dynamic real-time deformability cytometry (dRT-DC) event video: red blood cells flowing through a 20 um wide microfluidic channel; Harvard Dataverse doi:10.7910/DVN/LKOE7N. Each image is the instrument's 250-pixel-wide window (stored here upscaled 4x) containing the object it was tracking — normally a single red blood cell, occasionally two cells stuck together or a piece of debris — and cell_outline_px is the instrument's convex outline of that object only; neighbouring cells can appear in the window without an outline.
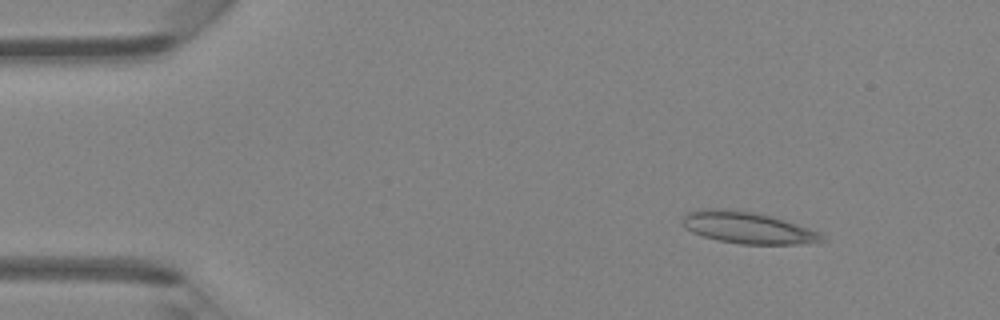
{"species": "Egyptian fruit bat (a non-hibernating species)", "species_latin": "Rousettus aegyptiacus", "temperature_condition": "room temperature", "stored_images_in_passage": 41, "camera_frame_rate_fps": 3000, "um_per_image_px": 0.085, "animal": {"sex": "female"}, "frame": {"image": 1, "passage_image": 1, "time_ms": 0.0, "image_size_px": [1000, 320], "cell_outline_px": [[828, 240], [800, 244], [740, 244], [716, 240], [692, 232], [684, 228], [680, 220], [688, 212], [704, 208], [724, 208], [752, 212], [772, 216], [820, 232]], "centroid_in_image_um": [63.52, 19.35], "position_along_channel_um": 21.5, "area_um2": 25.84}}
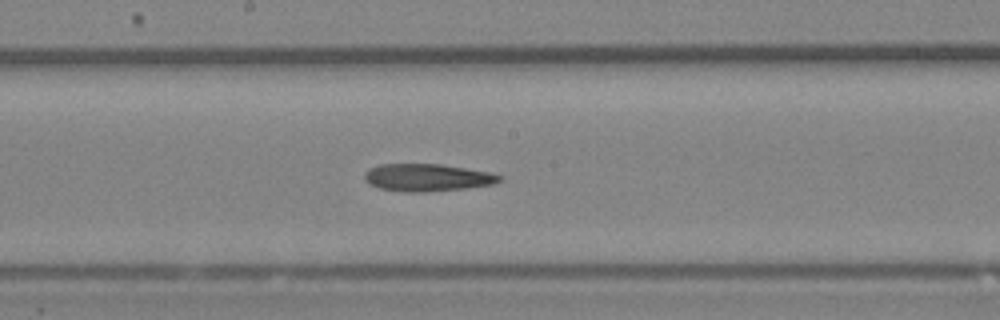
{"frame": {"image": 2, "passage_image": 20, "time_ms": 6.333, "image_size_px": [1000, 320], "cell_outline_px": [[504, 180], [496, 184], [468, 188], [424, 192], [404, 192], [380, 188], [368, 184], [364, 180], [364, 172], [368, 168], [380, 164], [440, 164], [492, 172], [504, 176]], "centroid_in_image_um": [36.36, 15.09], "position_along_channel_um": 211.8, "area_um2": 22.02}}
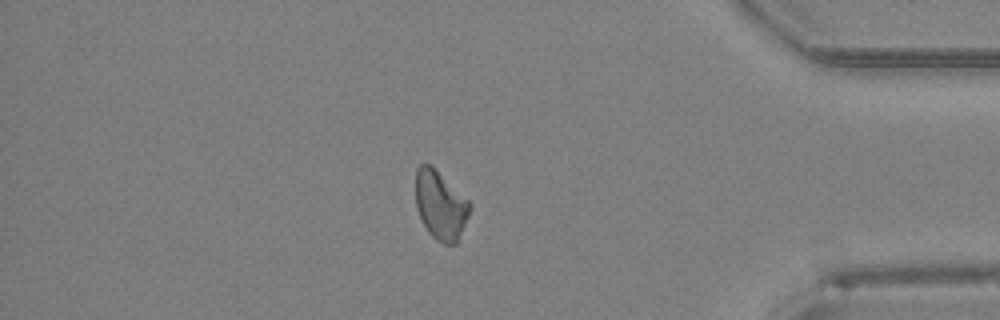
{"frame": {"image": 3, "passage_image": 35, "time_ms": 11.333, "image_size_px": [1000, 320], "cell_outline_px": [[472, 208], [456, 244], [444, 244], [436, 240], [428, 232], [416, 208], [416, 168], [420, 164], [432, 164], [472, 204]], "centroid_in_image_um": [37.44, 17.42], "position_along_channel_um": 397.8, "area_um2": 21.79}}